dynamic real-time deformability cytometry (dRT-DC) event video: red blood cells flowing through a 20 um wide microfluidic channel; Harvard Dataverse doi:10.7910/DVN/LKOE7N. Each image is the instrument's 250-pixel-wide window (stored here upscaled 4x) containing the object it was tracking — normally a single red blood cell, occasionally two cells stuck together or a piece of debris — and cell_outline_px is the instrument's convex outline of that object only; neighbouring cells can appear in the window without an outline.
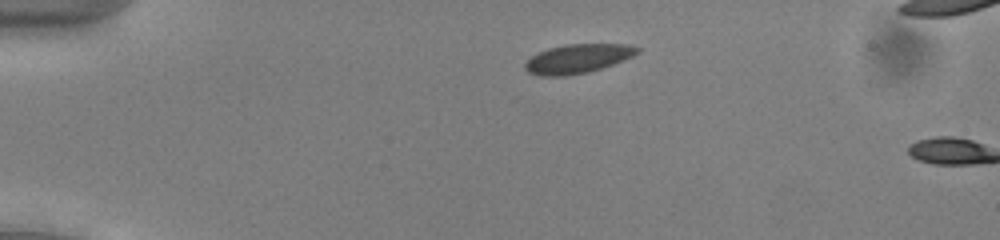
{"species": "common noctule bat (a hibernating species)", "species_latin": "Nyctalus noctula", "temperature_condition": "cold", "stored_images_in_passage": 7, "camera_frame_rate_fps": 3000, "um_per_image_px": 0.085, "animal": {"sex": "male", "body_mass_g": 13.0, "forearm_length_mm": 53.1}, "frame": {"image": 1, "passage_image": 6, "time_ms": 1.667, "image_size_px": [1000, 240], "cell_outline_px": [[640, 52], [624, 60], [588, 72], [564, 76], [540, 76], [528, 72], [524, 68], [524, 64], [532, 56], [548, 48], [564, 44], [628, 44], [640, 48]], "centroid_in_image_um": [49.1, 4.98], "position_along_channel_um": 35.9, "area_um2": 18.96}}